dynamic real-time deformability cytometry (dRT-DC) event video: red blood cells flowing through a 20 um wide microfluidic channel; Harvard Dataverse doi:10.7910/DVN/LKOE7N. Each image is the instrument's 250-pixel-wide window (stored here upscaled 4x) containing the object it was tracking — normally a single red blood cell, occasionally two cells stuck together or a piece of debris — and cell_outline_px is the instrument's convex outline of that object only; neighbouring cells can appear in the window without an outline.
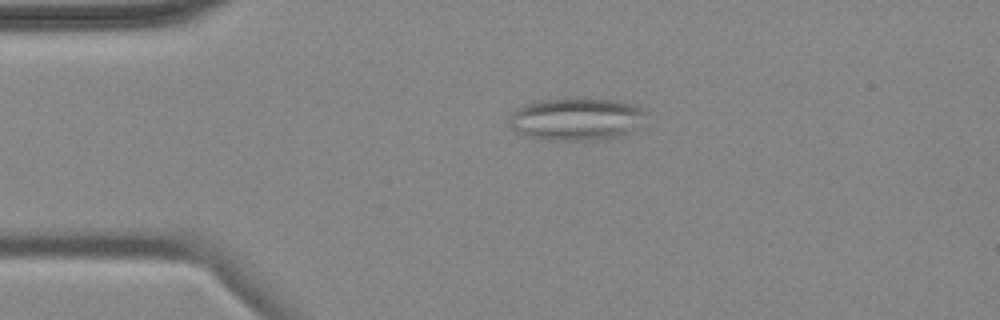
{"species": "common noctule bat (a hibernating species)", "species_latin": "Nyctalus noctula", "temperature_condition": "cold", "stored_images_in_passage": 3, "camera_frame_rate_fps": 3000, "um_per_image_px": 0.085, "animal": {"sex": "female", "body_mass_g": 18.4}, "frame": {"image": 1, "passage_image": 3, "time_ms": 2.667, "image_size_px": [1000, 320], "cell_outline_px": [[648, 112], [624, 136], [596, 140], [548, 140], [528, 136], [520, 132], [508, 124], [512, 112], [524, 104], [540, 100], [576, 96], [608, 100], [636, 104], [644, 108]], "centroid_in_image_um": [48.98, 10.09], "position_along_channel_um": 36.0, "area_um2": 34.1}}